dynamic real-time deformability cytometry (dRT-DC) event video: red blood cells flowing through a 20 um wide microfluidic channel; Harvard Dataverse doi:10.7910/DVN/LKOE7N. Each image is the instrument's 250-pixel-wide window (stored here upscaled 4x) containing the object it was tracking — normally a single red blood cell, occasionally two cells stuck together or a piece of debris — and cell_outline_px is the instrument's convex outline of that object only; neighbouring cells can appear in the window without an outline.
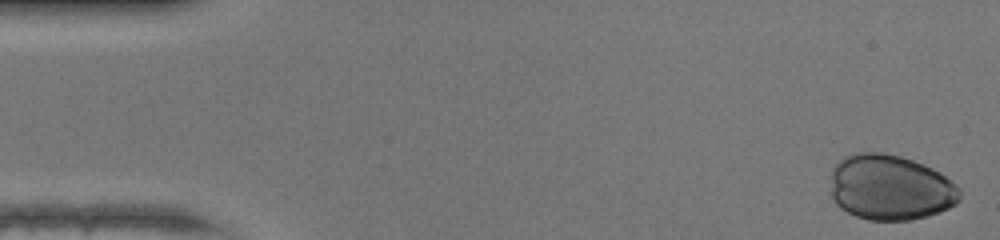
{"species": "human", "species_latin": "Homo sapiens", "temperature_condition": "warm", "stored_images_in_passage": 41, "camera_frame_rate_fps": 3000, "um_per_image_px": 0.085, "donor": {"sex": "female"}, "frame": {"image": 1, "passage_image": 1, "time_ms": 0.0, "image_size_px": [1000, 240], "cell_outline_px": [[960, 200], [956, 204], [940, 212], [928, 216], [908, 220], [868, 220], [856, 216], [840, 208], [836, 204], [832, 196], [832, 168], [844, 156], [852, 152], [884, 152], [900, 156], [912, 160], [932, 168], [940, 172], [960, 188]], "centroid_in_image_um": [75.68, 15.93], "position_along_channel_um": 9.3, "area_um2": 49.53}}
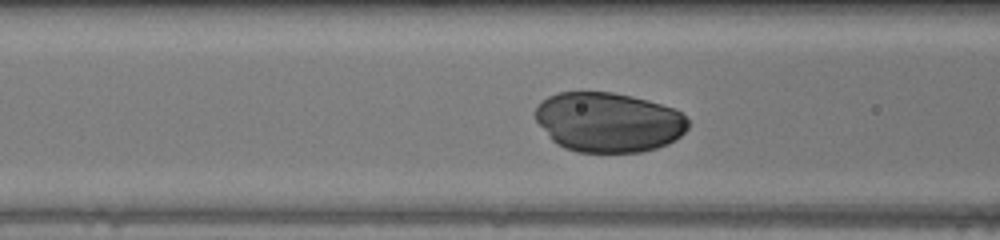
{"frame": {"image": 2, "passage_image": 18, "time_ms": 5.667, "image_size_px": [1000, 240], "cell_outline_px": [[688, 128], [676, 140], [668, 144], [656, 148], [640, 152], [576, 152], [564, 148], [556, 144], [548, 136], [536, 120], [536, 108], [548, 96], [556, 92], [612, 92], [632, 96], [648, 100], [672, 108], [680, 112], [688, 120]], "centroid_in_image_um": [51.72, 10.39], "position_along_channel_um": 114.9, "area_um2": 53.23}}
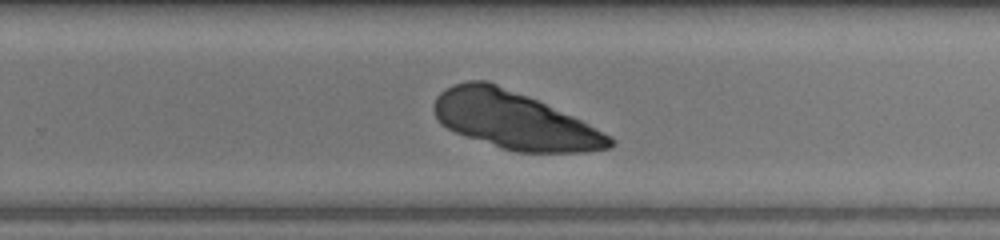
{"frame": {"image": 3, "passage_image": 30, "time_ms": 9.667, "image_size_px": [1000, 240], "cell_outline_px": [[616, 144], [612, 148], [584, 152], [516, 152], [500, 148], [456, 132], [440, 124], [432, 108], [432, 104], [436, 96], [444, 88], [452, 84], [468, 80], [488, 80], [528, 96], [572, 116], [612, 136], [616, 140]], "centroid_in_image_um": [43.69, 10.22], "position_along_channel_um": 286.1, "area_um2": 58.84}}